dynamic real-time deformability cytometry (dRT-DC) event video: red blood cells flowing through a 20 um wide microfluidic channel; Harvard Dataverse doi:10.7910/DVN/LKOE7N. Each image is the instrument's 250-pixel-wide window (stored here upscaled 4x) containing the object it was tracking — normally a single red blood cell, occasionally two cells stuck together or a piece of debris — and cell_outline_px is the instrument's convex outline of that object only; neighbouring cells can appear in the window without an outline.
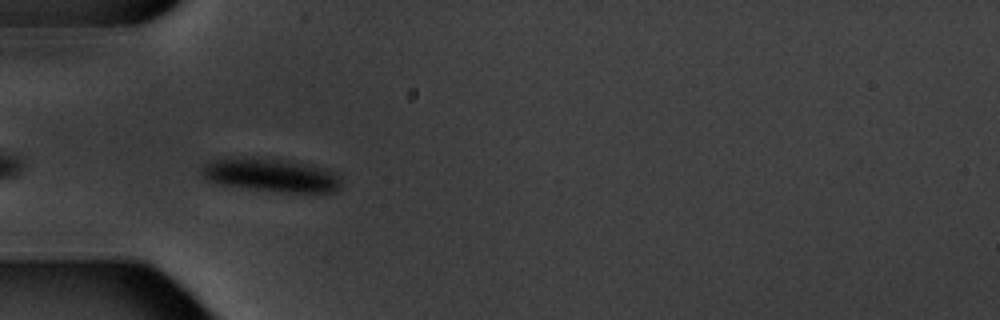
{"species": "common noctule bat (a hibernating species)", "species_latin": "Nyctalus noctula", "temperature_condition": "warm", "stored_images_in_passage": 6, "camera_frame_rate_fps": 3000, "um_per_image_px": 0.085, "animal": {"sex": "male", "body_mass_g": 20.1, "forearm_length_mm": 53.5}, "frame": {"image": 1, "passage_image": 4, "time_ms": 3.667, "image_size_px": [1000, 320], "cell_outline_px": [[340, 188], [332, 192], [284, 192], [248, 188], [220, 184], [208, 180], [200, 172], [200, 164], [208, 160], [224, 156], [256, 156], [300, 160], [328, 168], [336, 172], [340, 176]], "centroid_in_image_um": [23.01, 14.81], "position_along_channel_um": 62.0, "area_um2": 28.61}}
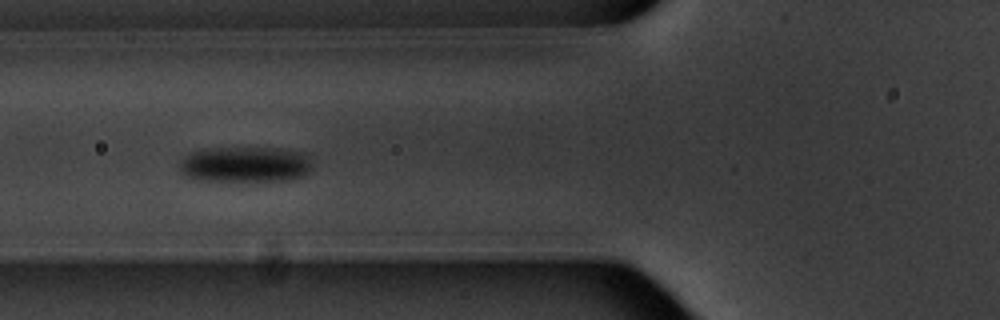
{"frame": {"image": 2, "passage_image": 5, "time_ms": 5.0, "image_size_px": [1000, 320], "cell_outline_px": [[312, 168], [304, 176], [288, 180], [200, 180], [188, 176], [180, 172], [180, 160], [188, 152], [208, 148], [280, 148], [304, 152], [312, 160]], "centroid_in_image_um": [20.87, 13.95], "position_along_channel_um": 104.9, "area_um2": 27.74}}